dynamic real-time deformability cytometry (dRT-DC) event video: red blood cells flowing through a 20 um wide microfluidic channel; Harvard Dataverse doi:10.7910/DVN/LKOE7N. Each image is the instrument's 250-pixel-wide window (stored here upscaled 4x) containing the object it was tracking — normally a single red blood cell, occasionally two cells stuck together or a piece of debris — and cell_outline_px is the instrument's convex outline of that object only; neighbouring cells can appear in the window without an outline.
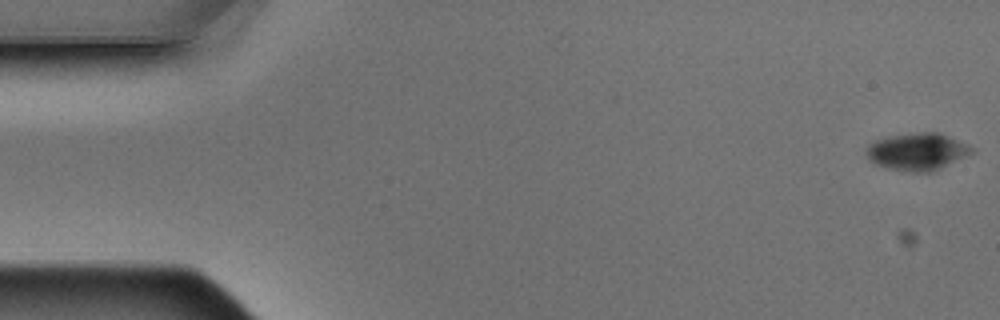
{"species": "Egyptian fruit bat (a non-hibernating species)", "species_latin": "Rousettus aegyptiacus", "temperature_condition": "warm", "stored_images_in_passage": 6, "camera_frame_rate_fps": 3000, "um_per_image_px": 0.085, "animal": {"sex": "male"}, "frame": {"image": 1, "passage_image": 1, "time_ms": 0.0, "image_size_px": [1000, 320], "cell_outline_px": [[972, 152], [932, 172], [912, 172], [888, 168], [876, 164], [868, 160], [868, 144], [876, 140], [892, 136], [924, 132], [940, 132], [968, 144], [972, 148]], "centroid_in_image_um": [77.97, 12.89], "position_along_channel_um": 7.0, "area_um2": 22.37}}
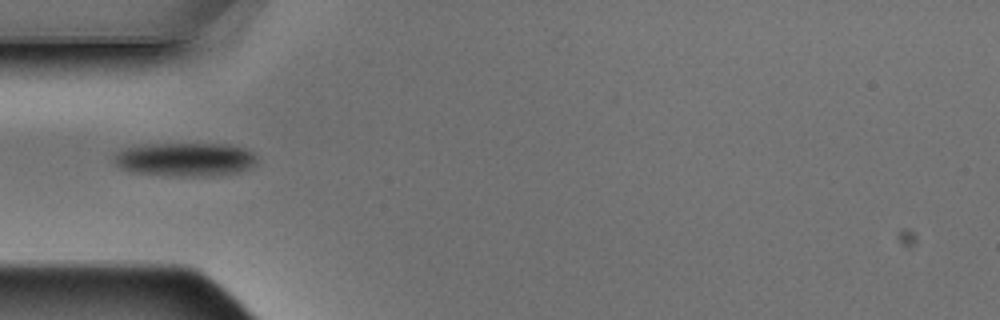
{"frame": {"image": 2, "passage_image": 5, "time_ms": 1.333, "image_size_px": [1000, 320], "cell_outline_px": [[256, 164], [240, 172], [212, 176], [168, 176], [132, 172], [120, 168], [112, 160], [112, 156], [116, 152], [124, 148], [140, 144], [228, 144], [244, 148], [252, 152], [256, 156]], "centroid_in_image_um": [15.7, 13.55], "position_along_channel_um": 69.3, "area_um2": 28.5}}
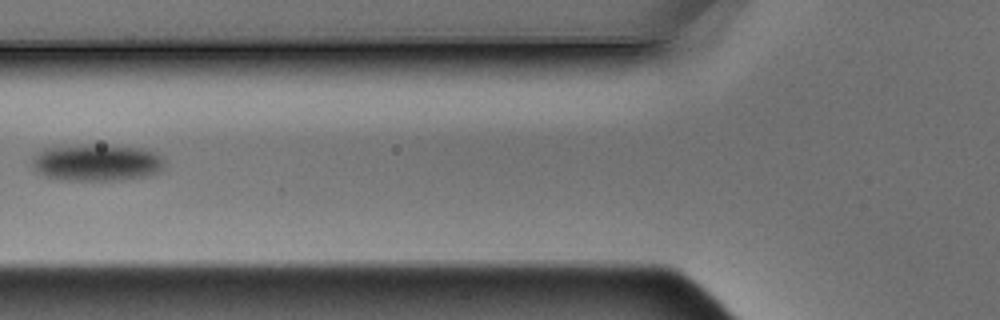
{"frame": {"image": 3, "passage_image": 6, "time_ms": 1.667, "image_size_px": [1000, 320], "cell_outline_px": [[164, 168], [160, 172], [148, 176], [120, 180], [60, 180], [44, 176], [32, 164], [32, 160], [44, 148], [88, 144], [92, 144], [140, 148], [152, 152], [160, 156], [164, 160]], "centroid_in_image_um": [8.25, 13.83], "position_along_channel_um": 117.5, "area_um2": 28.32}}